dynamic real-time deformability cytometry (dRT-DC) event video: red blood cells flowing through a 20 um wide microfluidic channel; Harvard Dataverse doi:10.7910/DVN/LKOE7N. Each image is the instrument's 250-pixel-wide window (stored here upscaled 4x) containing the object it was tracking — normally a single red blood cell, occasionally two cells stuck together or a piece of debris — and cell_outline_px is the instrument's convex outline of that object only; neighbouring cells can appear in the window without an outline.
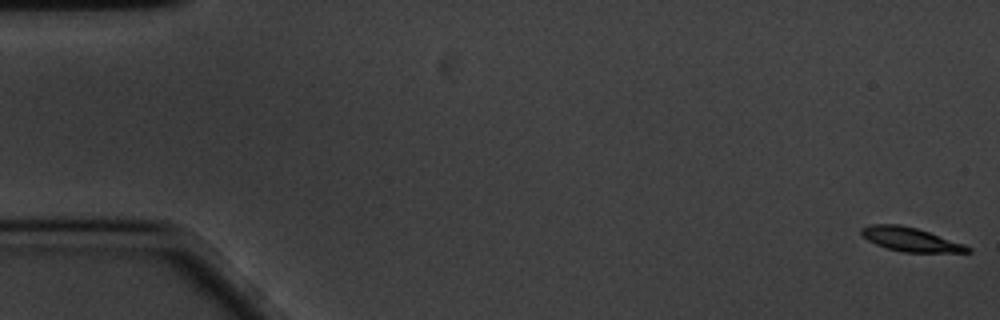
{"species": "common noctule bat (a hibernating species)", "species_latin": "Nyctalus noctula", "temperature_condition": "cold", "stored_images_in_passage": 60, "camera_frame_rate_fps": 3000, "um_per_image_px": 0.085, "animal": {"sex": "male", "body_mass_g": 20.1, "forearm_length_mm": 53.5}, "frame": {"image": 1, "passage_image": 1, "time_ms": 0.0, "image_size_px": [1000, 320], "cell_outline_px": [[972, 252], [904, 252], [888, 248], [876, 244], [868, 240], [860, 232], [860, 228], [872, 224], [900, 224], [916, 228], [964, 244], [972, 248]], "centroid_in_image_um": [77.39, 20.34], "position_along_channel_um": 7.6, "area_um2": 14.57}}
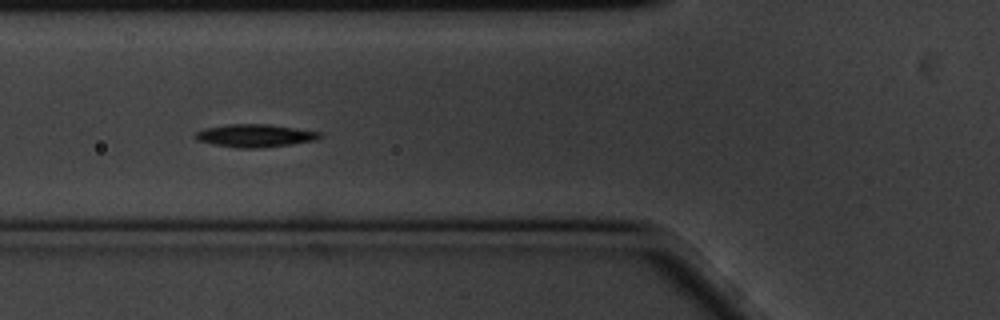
{"frame": {"image": 2, "passage_image": 22, "time_ms": 7.0, "image_size_px": [1000, 320], "cell_outline_px": [[324, 136], [316, 140], [292, 144], [256, 148], [236, 148], [196, 140], [192, 136], [196, 132], [204, 128], [228, 124], [268, 124], [296, 128], [320, 132]], "centroid_in_image_um": [21.67, 11.52], "position_along_channel_um": 104.1, "area_um2": 16.59}}
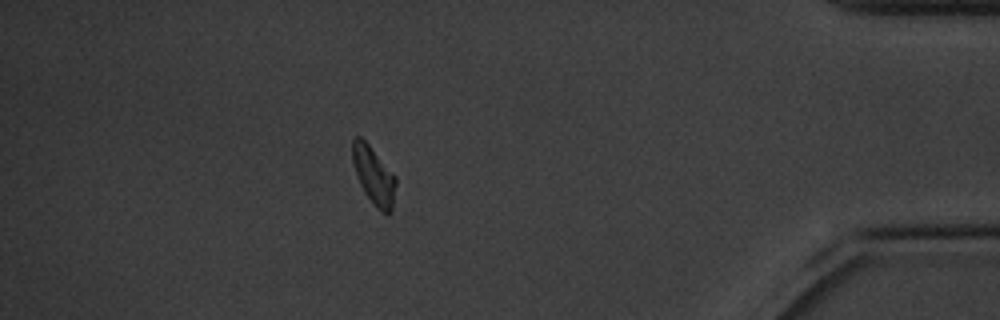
{"frame": {"image": 3, "passage_image": 53, "time_ms": 17.333, "image_size_px": [1000, 320], "cell_outline_px": [[396, 184], [392, 212], [388, 216], [380, 212], [372, 204], [364, 192], [356, 176], [352, 164], [352, 140], [356, 136], [360, 136], [368, 144], [396, 176]], "centroid_in_image_um": [31.77, 14.97], "position_along_channel_um": 403.4, "area_um2": 14.91}, "authors_computed_cell_mechanics": {"area_um2": 15.3748, "velocity_mm_per_s": 3.3304, "shape_relaxation_time_tau1_ms": 2.3686, "shape_relaxation_time_tau2_ms": null, "deformation_change_tau1": 0.1211, "deformation_change_tau2": null}}